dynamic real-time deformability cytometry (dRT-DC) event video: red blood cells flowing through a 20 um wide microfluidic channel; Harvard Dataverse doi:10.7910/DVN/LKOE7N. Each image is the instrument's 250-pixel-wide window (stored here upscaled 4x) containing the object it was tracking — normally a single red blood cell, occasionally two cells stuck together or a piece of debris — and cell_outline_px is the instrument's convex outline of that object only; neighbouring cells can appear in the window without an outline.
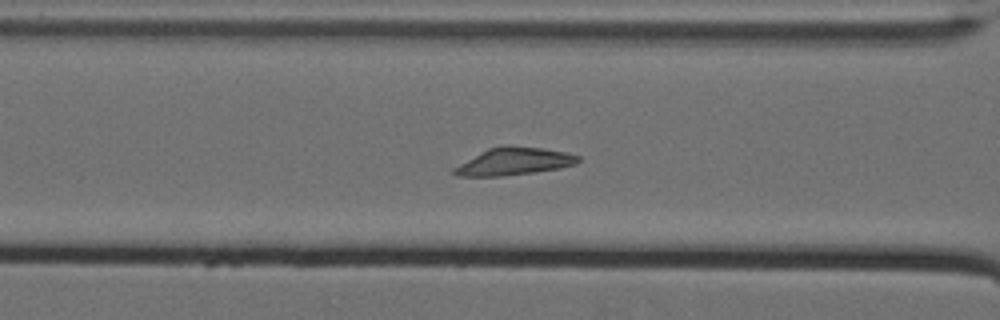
{"species": "Egyptian fruit bat (a non-hibernating species)", "species_latin": "Rousettus aegyptiacus", "temperature_condition": "cold", "stored_images_in_passage": 40, "camera_frame_rate_fps": 3000, "um_per_image_px": 0.085, "animal": {"sex": "female"}, "frame": {"image": 1, "passage_image": 6, "time_ms": 1.667, "image_size_px": [1000, 320], "cell_outline_px": [[580, 160], [576, 164], [560, 168], [536, 172], [500, 176], [456, 176], [452, 172], [452, 168], [488, 148], [508, 144], [544, 148], [568, 152], [580, 156]], "centroid_in_image_um": [43.72, 13.71], "position_along_channel_um": 122.9, "area_um2": 20.06}}
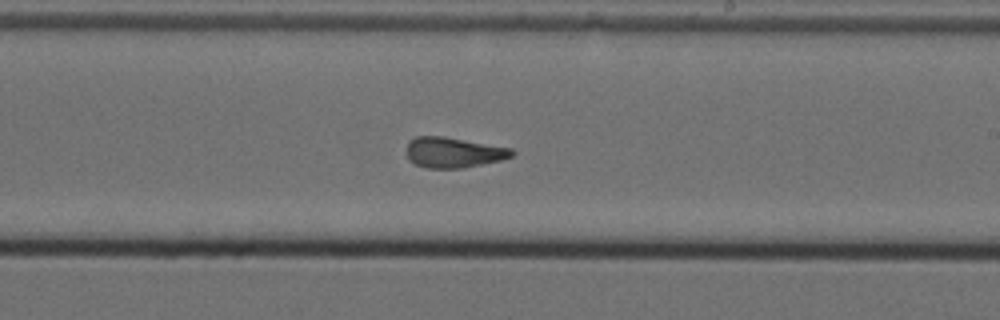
{"frame": {"image": 2, "passage_image": 17, "time_ms": 5.333, "image_size_px": [1000, 320], "cell_outline_px": [[516, 152], [512, 156], [500, 160], [464, 168], [428, 168], [416, 164], [408, 160], [408, 140], [416, 136], [444, 136], [512, 148]], "centroid_in_image_um": [38.55, 12.95], "position_along_channel_um": 250.4, "area_um2": 18.67}}
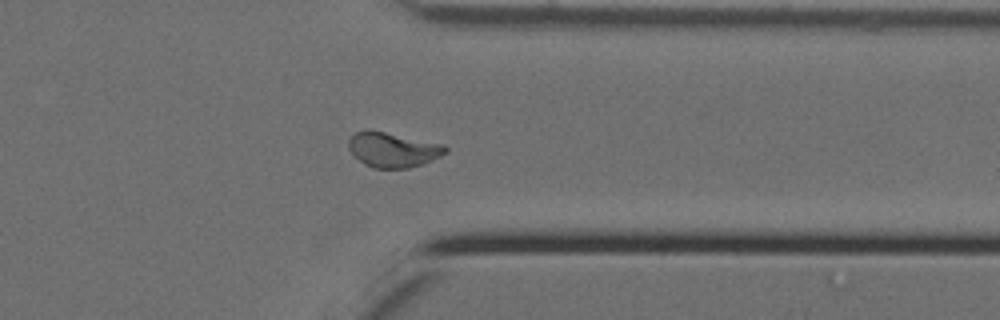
{"frame": {"image": 3, "passage_image": 28, "time_ms": 9.0, "image_size_px": [1000, 320], "cell_outline_px": [[448, 152], [424, 164], [408, 168], [372, 168], [364, 164], [348, 148], [348, 140], [356, 132], [364, 128], [368, 128], [444, 144], [448, 148]], "centroid_in_image_um": [33.4, 12.71], "position_along_channel_um": 378.0, "area_um2": 19.94}, "authors_computed_cell_mechanics": {"area_um2": 18.7561, "velocity_mm_per_s": 3.4815, "shape_relaxation_time_tau1_ms": 7.0645, "shape_relaxation_time_tau2_ms": 0.6763, "deformation_change_tau1": 0.1632, "deformation_change_tau2": 0.0928}}